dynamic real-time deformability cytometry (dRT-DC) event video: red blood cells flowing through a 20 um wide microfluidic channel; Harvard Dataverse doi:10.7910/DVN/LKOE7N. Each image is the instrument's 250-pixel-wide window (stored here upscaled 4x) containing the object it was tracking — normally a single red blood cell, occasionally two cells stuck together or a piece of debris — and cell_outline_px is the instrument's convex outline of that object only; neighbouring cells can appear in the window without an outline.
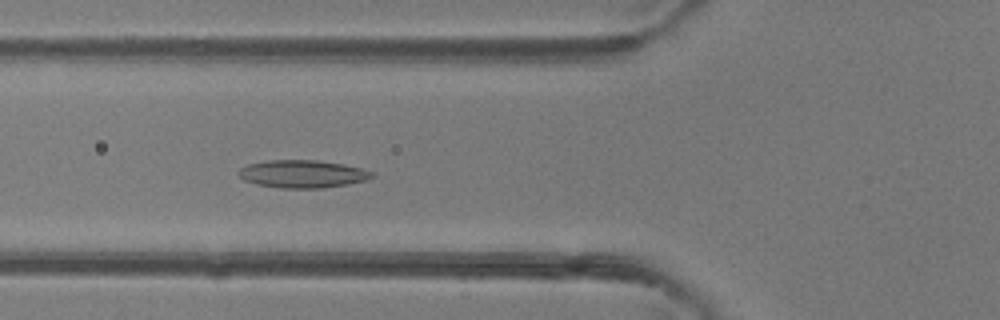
{"species": "common noctule bat (a hibernating species)", "species_latin": "Nyctalus noctula", "temperature_condition": "room temperature", "stored_images_in_passage": 48, "camera_frame_rate_fps": 3000, "um_per_image_px": 0.085, "animal": {"sex": "female"}, "frame": {"image": 1, "passage_image": 18, "time_ms": 5.667, "image_size_px": [1000, 320], "cell_outline_px": [[376, 176], [364, 180], [348, 184], [320, 188], [280, 188], [256, 184], [244, 180], [236, 172], [240, 168], [248, 164], [268, 160], [316, 160], [344, 164], [364, 168], [372, 172]], "centroid_in_image_um": [25.71, 14.78], "position_along_channel_um": 100.1, "area_um2": 21.62}}
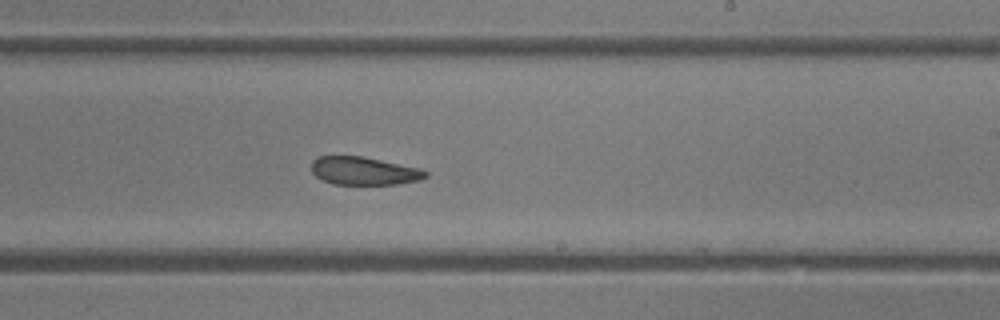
{"frame": {"image": 2, "passage_image": 29, "time_ms": 9.333, "image_size_px": [1000, 320], "cell_outline_px": [[428, 176], [420, 180], [396, 184], [332, 184], [316, 176], [312, 172], [312, 160], [320, 156], [364, 156], [420, 168], [428, 172]], "centroid_in_image_um": [30.96, 14.52], "position_along_channel_um": 258.0, "area_um2": 18.67}}
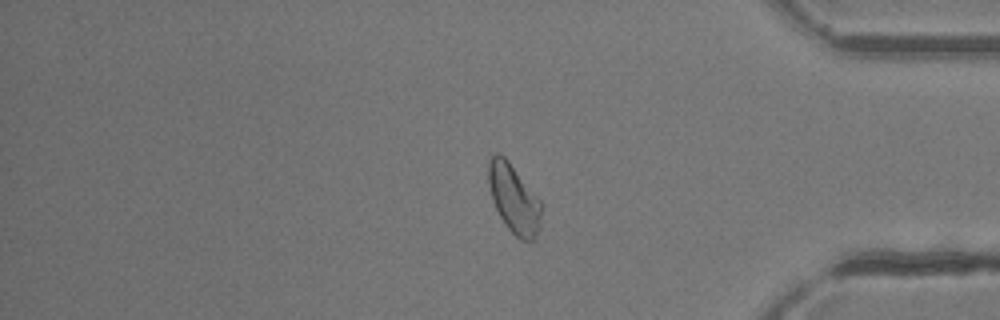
{"frame": {"image": 3, "passage_image": 40, "time_ms": 13.0, "image_size_px": [1000, 320], "cell_outline_px": [[540, 228], [536, 236], [532, 240], [520, 240], [504, 224], [492, 200], [488, 184], [488, 160], [496, 152], [500, 152], [508, 160], [540, 200]], "centroid_in_image_um": [43.65, 16.87], "position_along_channel_um": 391.6, "area_um2": 21.1}, "authors_computed_cell_mechanics": {"area_um2": 21.675, "velocity_mm_per_s": 4.3052, "shape_relaxation_time_tau1_ms": null, "shape_relaxation_time_tau2_ms": 3.6665, "deformation_change_tau1": null, "deformation_change_tau2": 0.1131}}